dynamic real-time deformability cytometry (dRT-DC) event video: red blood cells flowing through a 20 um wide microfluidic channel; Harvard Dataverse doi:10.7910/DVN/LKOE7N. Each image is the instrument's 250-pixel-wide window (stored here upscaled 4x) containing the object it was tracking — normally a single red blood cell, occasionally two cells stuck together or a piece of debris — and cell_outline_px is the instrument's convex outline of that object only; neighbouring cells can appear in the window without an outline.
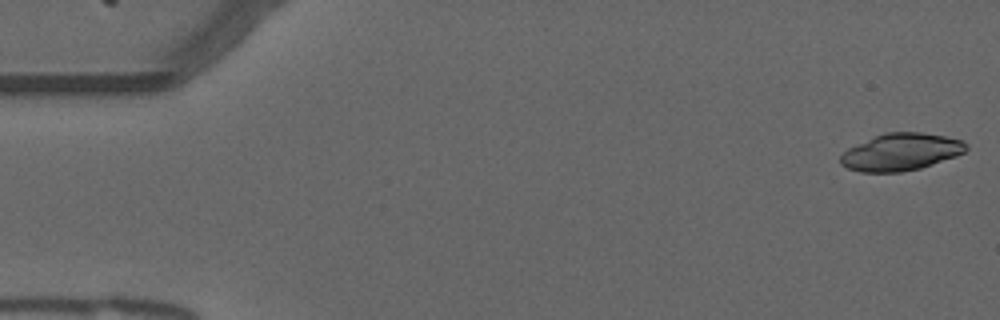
{"species": "common noctule bat (a hibernating species)", "species_latin": "Nyctalus noctula", "temperature_condition": "warm", "stored_images_in_passage": 54, "camera_frame_rate_fps": 3000, "um_per_image_px": 0.085, "animal": {"sex": "male", "forearm_length_mm": 52.5}, "frame": {"image": 1, "passage_image": 1, "time_ms": 0.0, "image_size_px": [1000, 320], "cell_outline_px": [[968, 148], [964, 152], [956, 156], [920, 168], [900, 172], [860, 172], [848, 168], [840, 164], [840, 156], [848, 148], [884, 132], [920, 132], [944, 136], [960, 140], [968, 144]], "centroid_in_image_um": [76.57, 12.92], "position_along_channel_um": 8.4, "area_um2": 27.05}}